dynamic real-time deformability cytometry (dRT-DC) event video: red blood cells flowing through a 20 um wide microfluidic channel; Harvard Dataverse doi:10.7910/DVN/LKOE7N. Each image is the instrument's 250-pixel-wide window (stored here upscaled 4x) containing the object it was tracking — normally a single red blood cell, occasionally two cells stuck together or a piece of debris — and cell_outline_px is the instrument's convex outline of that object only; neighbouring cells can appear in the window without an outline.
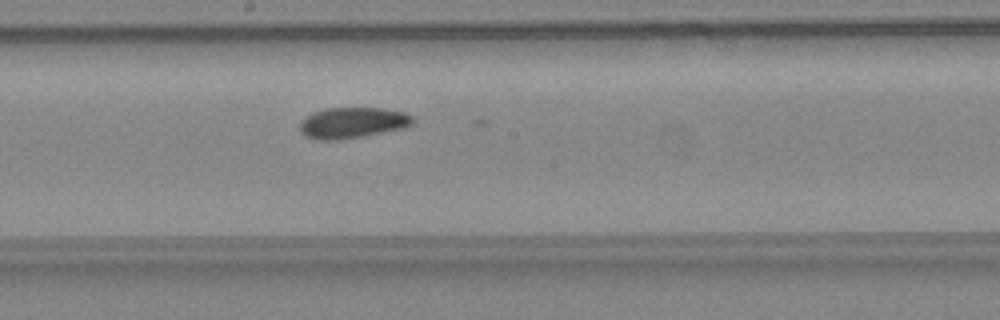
{"species": "common noctule bat (a hibernating species)", "species_latin": "Nyctalus noctula", "temperature_condition": "warm", "stored_images_in_passage": 29, "camera_frame_rate_fps": 3000, "um_per_image_px": 0.085, "animal": {"sex": "female", "body_mass_g": 24.6, "forearm_length_mm": 56.2}, "frame": {"image": 1, "passage_image": 10, "time_ms": 3.0, "image_size_px": [1000, 320], "cell_outline_px": [[416, 120], [412, 124], [404, 128], [360, 136], [336, 140], [316, 140], [304, 136], [300, 132], [300, 120], [304, 116], [312, 112], [324, 108], [384, 108], [404, 112], [412, 116]], "centroid_in_image_um": [29.92, 10.42], "position_along_channel_um": 218.3, "area_um2": 20.52}}
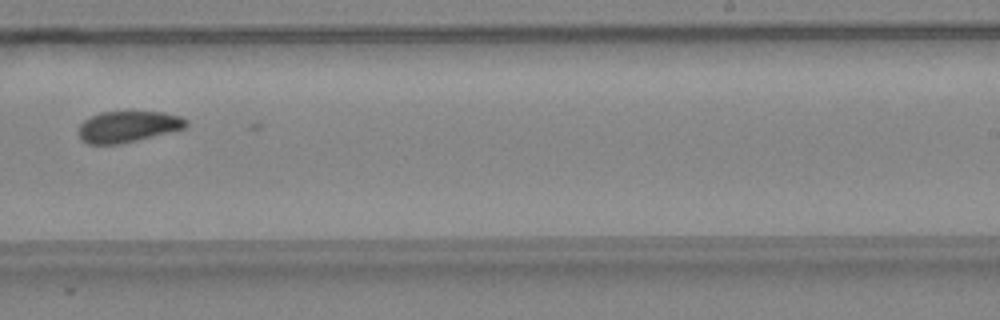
{"frame": {"image": 2, "passage_image": 14, "time_ms": 4.333, "image_size_px": [1000, 320], "cell_outline_px": [[188, 124], [184, 128], [120, 144], [88, 144], [80, 140], [76, 132], [80, 124], [84, 120], [100, 112], [164, 112], [180, 116], [188, 120]], "centroid_in_image_um": [10.82, 10.76], "position_along_channel_um": 278.2, "area_um2": 19.54}}
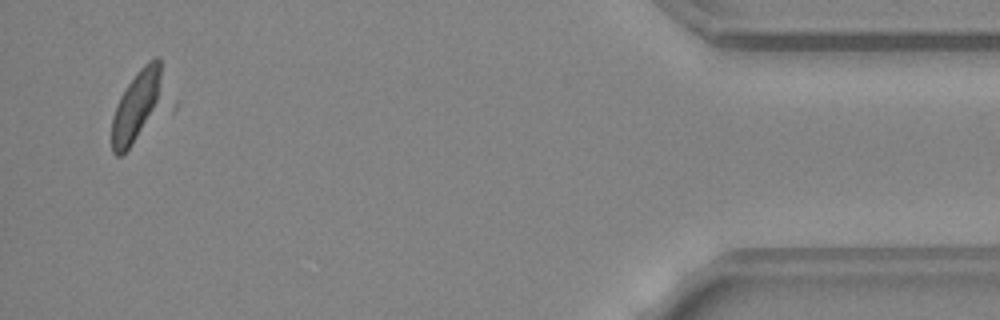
{"frame": {"image": 3, "passage_image": 28, "time_ms": 9.0, "image_size_px": [1000, 320], "cell_outline_px": [[180, 104], [172, 112], [120, 156], [116, 156], [112, 152], [112, 116], [120, 96], [136, 72], [148, 60], [156, 56], [160, 60], [180, 100]], "centroid_in_image_um": [12.12, 8.97], "position_along_channel_um": 423.1, "area_um2": 27.4}}